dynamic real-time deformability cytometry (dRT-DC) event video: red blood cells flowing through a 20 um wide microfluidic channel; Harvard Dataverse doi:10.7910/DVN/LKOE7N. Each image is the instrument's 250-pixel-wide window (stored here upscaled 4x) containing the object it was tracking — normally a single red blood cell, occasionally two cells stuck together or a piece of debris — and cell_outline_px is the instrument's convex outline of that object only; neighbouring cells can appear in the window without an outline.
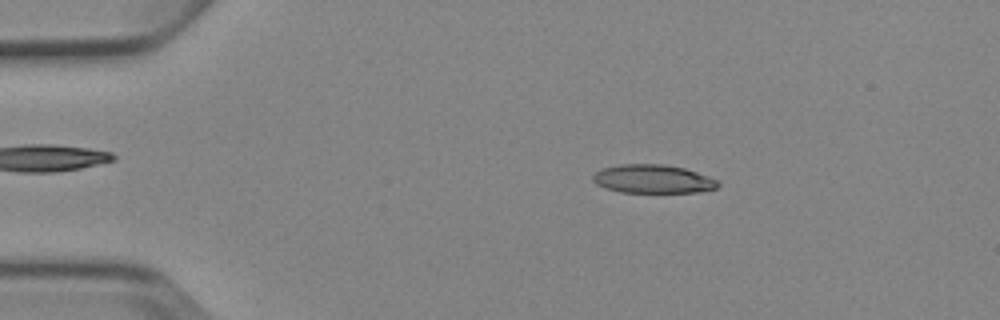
{"species": "Egyptian fruit bat (a non-hibernating species)", "species_latin": "Rousettus aegyptiacus", "temperature_condition": "cold", "stored_images_in_passage": 5, "camera_frame_rate_fps": 3000, "um_per_image_px": 0.085, "animal": {"sex": "female"}, "frame": {"image": 1, "passage_image": 2, "time_ms": 1.0, "image_size_px": [1000, 320], "cell_outline_px": [[720, 184], [716, 188], [700, 192], [620, 192], [604, 188], [596, 184], [592, 180], [592, 176], [600, 168], [620, 164], [664, 164], [684, 168], [720, 180]], "centroid_in_image_um": [55.48, 15.21], "position_along_channel_um": 29.5, "area_um2": 20.98}}
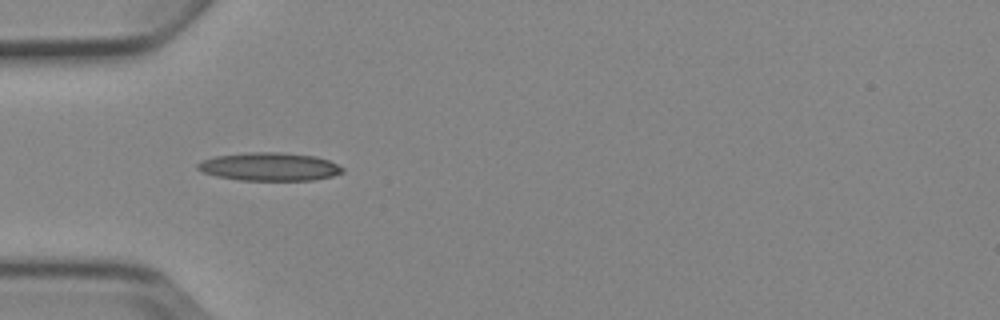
{"frame": {"image": 2, "passage_image": 4, "time_ms": 3.333, "image_size_px": [1000, 320], "cell_outline_px": [[344, 172], [332, 176], [312, 180], [240, 180], [216, 176], [204, 172], [196, 168], [196, 164], [204, 160], [216, 156], [248, 152], [280, 152], [316, 156], [328, 160], [344, 168]], "centroid_in_image_um": [22.92, 14.16], "position_along_channel_um": 62.1, "area_um2": 23.7}}
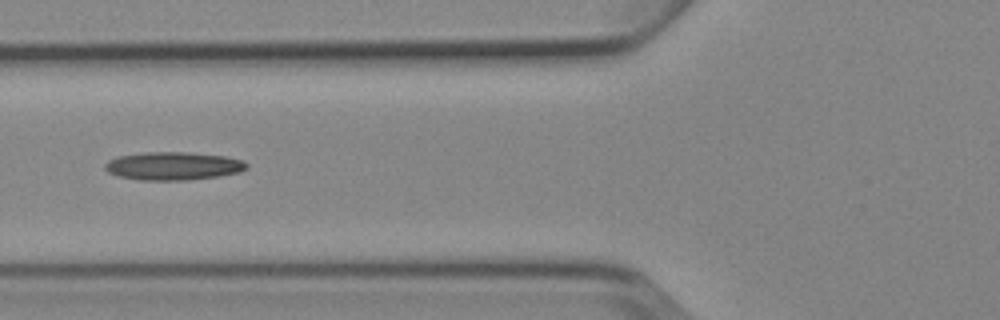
{"frame": {"image": 3, "passage_image": 5, "time_ms": 4.667, "image_size_px": [1000, 320], "cell_outline_px": [[248, 168], [240, 172], [220, 176], [188, 180], [140, 180], [116, 176], [108, 172], [104, 168], [104, 164], [108, 160], [120, 156], [144, 152], [188, 152], [224, 156], [244, 160], [248, 164]], "centroid_in_image_um": [14.73, 14.11], "position_along_channel_um": 111.1, "area_um2": 23.41}}